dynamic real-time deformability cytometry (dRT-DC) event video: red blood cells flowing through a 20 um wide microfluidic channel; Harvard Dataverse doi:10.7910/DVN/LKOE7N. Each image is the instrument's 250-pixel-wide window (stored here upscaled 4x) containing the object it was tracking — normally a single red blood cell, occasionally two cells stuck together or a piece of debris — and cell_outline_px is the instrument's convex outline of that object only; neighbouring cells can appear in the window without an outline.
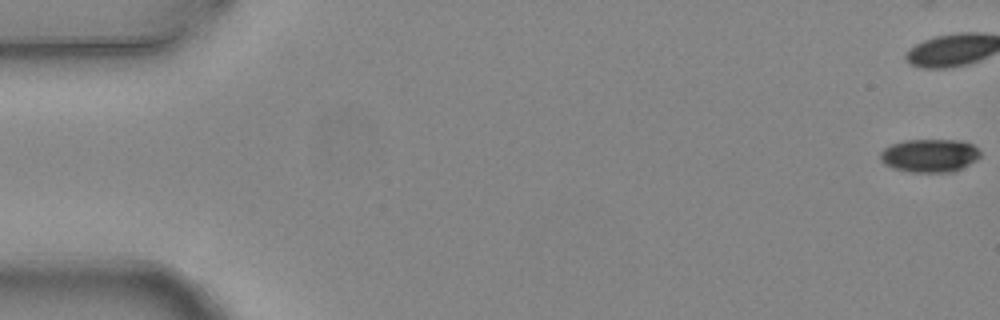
{"species": "common noctule bat (a hibernating species)", "species_latin": "Nyctalus noctula", "temperature_condition": "warm", "stored_images_in_passage": 11, "camera_frame_rate_fps": 3000, "um_per_image_px": 0.085, "animal": {"sex": "female", "body_mass_g": 24.6, "forearm_length_mm": 56.2}, "frame": {"image": 1, "passage_image": 1, "time_ms": 0.0, "image_size_px": [1000, 320], "cell_outline_px": [[980, 156], [976, 160], [952, 172], [908, 172], [892, 168], [884, 164], [880, 160], [880, 152], [884, 148], [892, 144], [904, 140], [960, 140], [972, 144], [980, 152]], "centroid_in_image_um": [78.98, 13.22], "position_along_channel_um": 6.0, "area_um2": 19.36}}
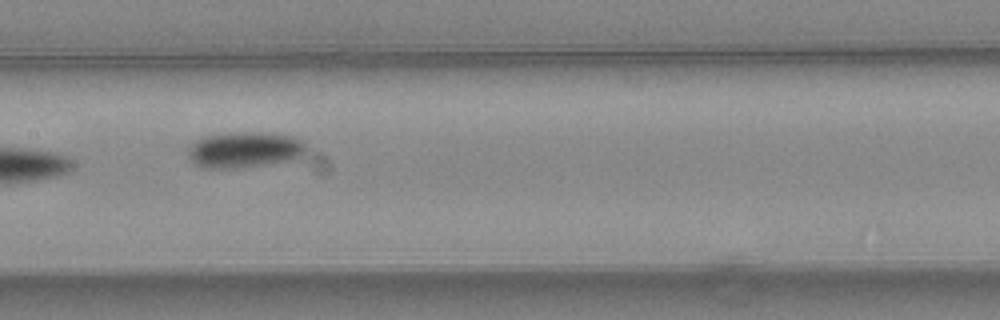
{"frame": {"image": 2, "passage_image": 8, "time_ms": 2.333, "image_size_px": [1000, 320], "cell_outline_px": [[308, 148], [300, 156], [284, 160], [236, 168], [208, 168], [196, 164], [188, 156], [188, 144], [204, 136], [224, 132], [276, 132], [292, 136], [300, 140]], "centroid_in_image_um": [20.73, 12.68], "position_along_channel_um": 186.7, "area_um2": 24.62}}
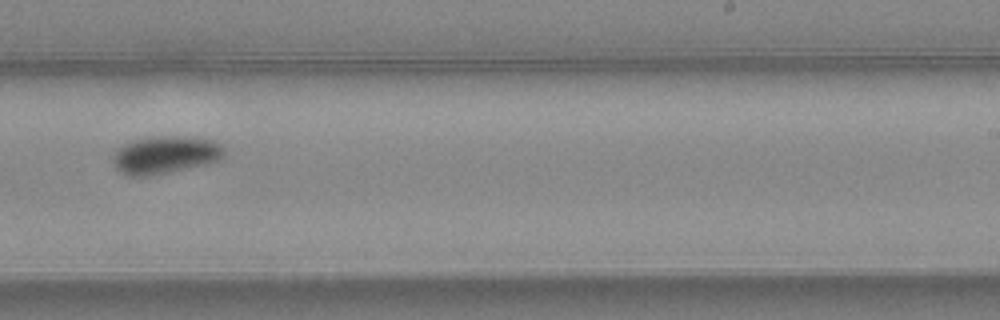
{"frame": {"image": 3, "passage_image": 10, "time_ms": 3.0, "image_size_px": [1000, 320], "cell_outline_px": [[224, 156], [220, 160], [208, 164], [148, 176], [128, 176], [120, 172], [112, 164], [112, 156], [116, 148], [128, 140], [160, 136], [176, 136], [212, 140], [220, 144], [224, 148]], "centroid_in_image_um": [13.99, 13.16], "position_along_channel_um": 275.0, "area_um2": 24.68}}